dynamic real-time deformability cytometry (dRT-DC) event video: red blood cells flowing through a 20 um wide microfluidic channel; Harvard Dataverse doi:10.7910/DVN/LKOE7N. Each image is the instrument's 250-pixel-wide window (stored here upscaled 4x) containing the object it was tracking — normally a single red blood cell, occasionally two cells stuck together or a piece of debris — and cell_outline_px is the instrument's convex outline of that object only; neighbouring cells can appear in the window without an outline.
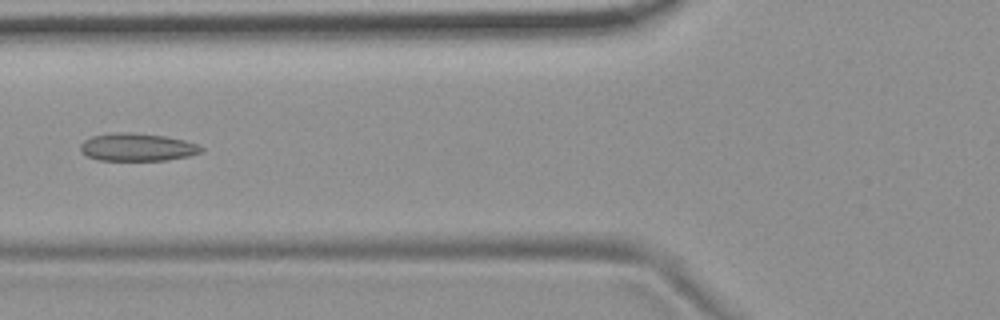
{"species": "common noctule bat (a hibernating species)", "species_latin": "Nyctalus noctula", "temperature_condition": "room temperature", "stored_images_in_passage": 9, "camera_frame_rate_fps": 3000, "um_per_image_px": 0.085, "animal": {"sex": "female", "body_mass_g": 19.9}, "frame": {"image": 1, "passage_image": 6, "time_ms": 1.667, "image_size_px": [1000, 320], "cell_outline_px": [[204, 152], [188, 156], [164, 160], [96, 160], [80, 152], [80, 144], [84, 140], [92, 136], [116, 132], [132, 132], [164, 136], [184, 140], [196, 144], [204, 148]], "centroid_in_image_um": [11.65, 12.51], "position_along_channel_um": 114.2, "area_um2": 19.59}}
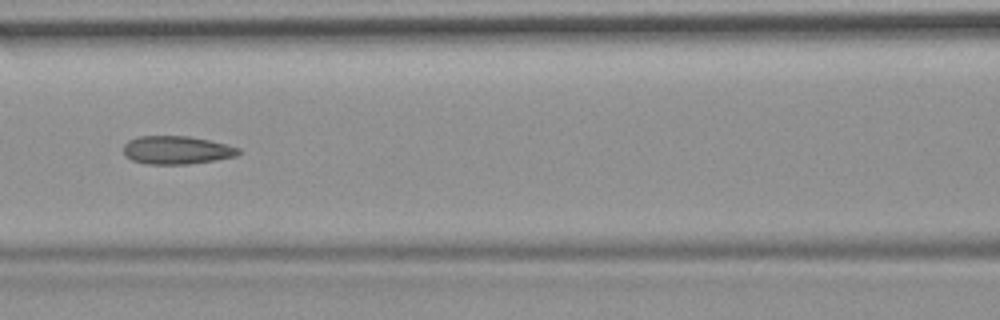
{"frame": {"image": 2, "passage_image": 7, "time_ms": 2.0, "image_size_px": [1000, 320], "cell_outline_px": [[240, 152], [236, 156], [216, 160], [188, 164], [144, 164], [132, 160], [124, 156], [124, 144], [128, 140], [140, 136], [188, 136], [228, 144], [240, 148]], "centroid_in_image_um": [15.01, 12.76], "position_along_channel_um": 151.6, "area_um2": 19.02}}